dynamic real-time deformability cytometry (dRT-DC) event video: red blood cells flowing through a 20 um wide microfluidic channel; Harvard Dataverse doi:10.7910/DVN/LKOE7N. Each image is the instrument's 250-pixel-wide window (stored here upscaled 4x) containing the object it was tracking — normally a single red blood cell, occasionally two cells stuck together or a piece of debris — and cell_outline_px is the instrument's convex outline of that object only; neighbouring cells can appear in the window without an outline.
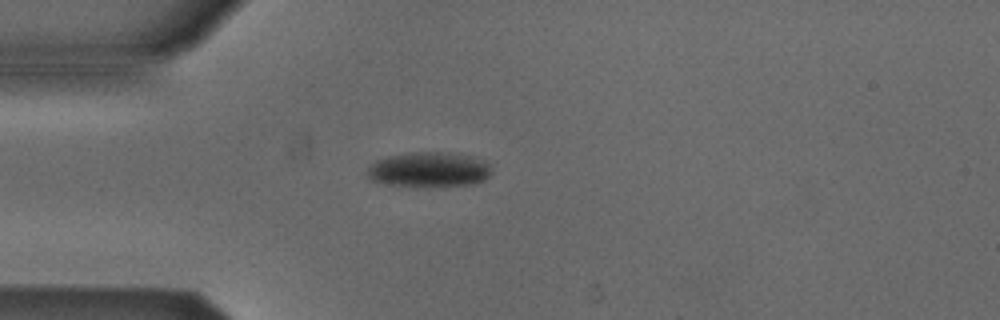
{"species": "Egyptian fruit bat (a non-hibernating species)", "species_latin": "Rousettus aegyptiacus", "temperature_condition": "cold", "stored_images_in_passage": 40, "camera_frame_rate_fps": 3000, "um_per_image_px": 0.085, "animal": {"sex": "male"}, "frame": {"image": 1, "passage_image": 1, "time_ms": 0.0, "image_size_px": [1000, 320], "cell_outline_px": [[492, 172], [484, 180], [472, 184], [388, 184], [372, 180], [364, 172], [376, 160], [388, 156], [412, 152], [448, 152], [472, 156], [488, 164], [492, 168]], "centroid_in_image_um": [36.46, 14.37], "position_along_channel_um": 48.5, "area_um2": 24.51}}
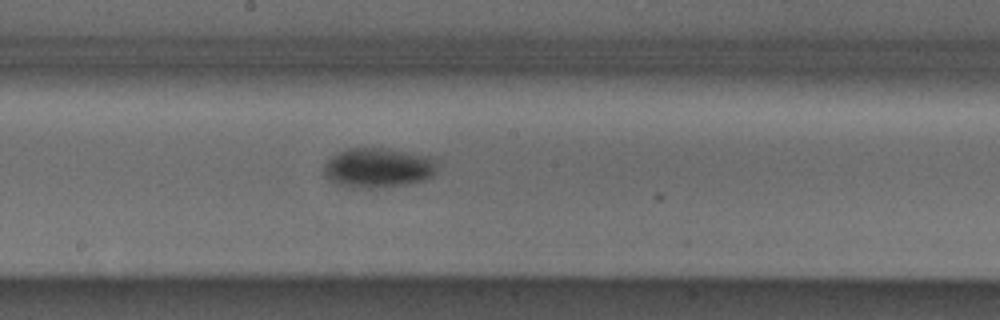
{"frame": {"image": 2, "passage_image": 15, "time_ms": 4.667, "image_size_px": [1000, 320], "cell_outline_px": [[436, 172], [432, 176], [424, 180], [408, 184], [380, 188], [348, 188], [336, 184], [324, 176], [324, 164], [336, 152], [348, 148], [380, 148], [404, 152], [432, 160]], "centroid_in_image_um": [32.01, 14.3], "position_along_channel_um": 216.2, "area_um2": 25.89}}
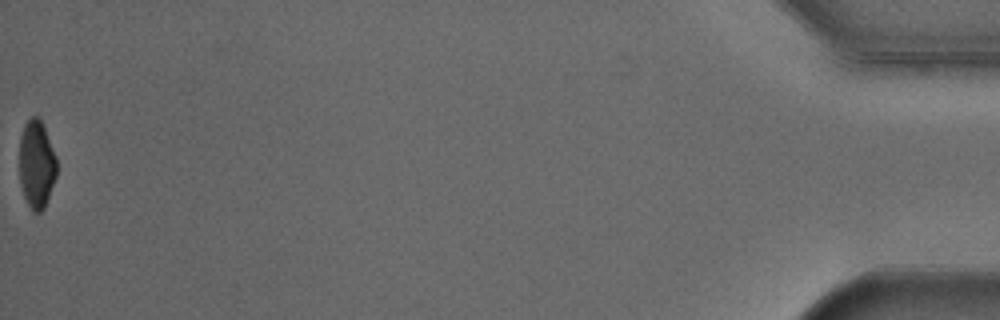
{"frame": {"image": 3, "passage_image": 40, "time_ms": 13.0, "image_size_px": [1000, 320], "cell_outline_px": [[56, 176], [44, 208], [40, 212], [32, 212], [24, 196], [20, 184], [20, 136], [24, 124], [32, 116], [40, 116], [56, 156]], "centroid_in_image_um": [3.1, 13.94], "position_along_channel_um": 432.1, "area_um2": 19.13}, "authors_computed_cell_mechanics": {"area_um2": 24.3916, "velocity_mm_per_s": 3.8686, "shape_relaxation_time_tau1_ms": 3.2687, "shape_relaxation_time_tau2_ms": null, "deformation_change_tau1": 0.0979, "deformation_change_tau2": null}}